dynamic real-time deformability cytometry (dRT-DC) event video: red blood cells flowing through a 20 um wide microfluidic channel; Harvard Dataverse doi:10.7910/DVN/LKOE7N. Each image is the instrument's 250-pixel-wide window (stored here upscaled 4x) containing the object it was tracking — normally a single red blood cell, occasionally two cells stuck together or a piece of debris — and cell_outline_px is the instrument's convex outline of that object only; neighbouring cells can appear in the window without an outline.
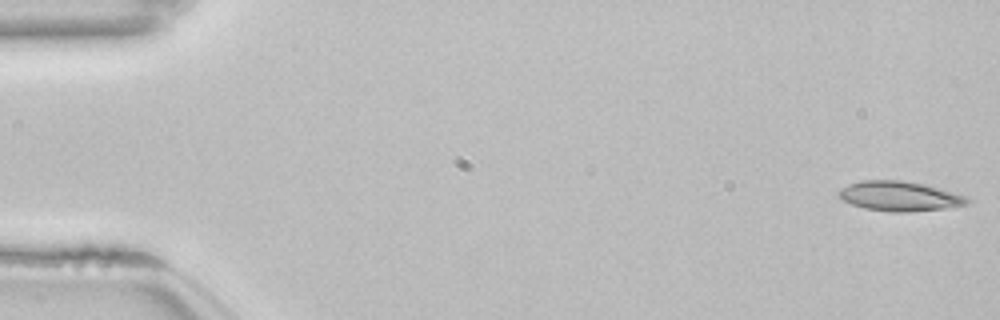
{"species": "common noctule bat (a hibernating species)", "species_latin": "Nyctalus noctula", "temperature_condition": "room temperature", "stored_images_in_passage": 53, "camera_frame_rate_fps": 3000, "um_per_image_px": 0.085, "animal": {"sex": "female", "body_mass_g": 22.7, "forearm_length_mm": 54.2}, "frame": {"image": 1, "passage_image": 1, "time_ms": 0.0, "image_size_px": [1000, 320], "cell_outline_px": [[972, 200], [968, 204], [944, 208], [908, 212], [892, 212], [864, 208], [852, 204], [844, 200], [836, 192], [840, 188], [848, 184], [864, 180], [904, 180], [924, 184], [968, 196]], "centroid_in_image_um": [76.48, 16.67], "position_along_channel_um": 8.5, "area_um2": 22.31}}
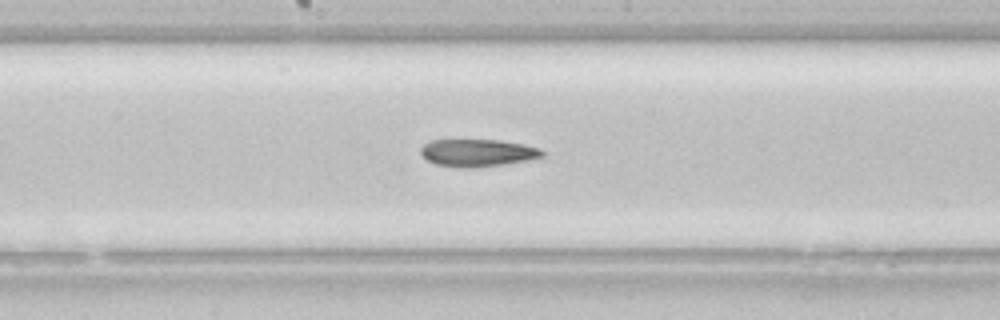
{"frame": {"image": 2, "passage_image": 28, "time_ms": 9.0, "image_size_px": [1000, 320], "cell_outline_px": [[544, 156], [528, 160], [472, 168], [464, 168], [436, 164], [428, 160], [420, 152], [420, 148], [424, 144], [432, 140], [500, 140], [524, 144], [540, 148], [544, 152]], "centroid_in_image_um": [40.61, 12.98], "position_along_channel_um": 207.6, "area_um2": 19.25}}
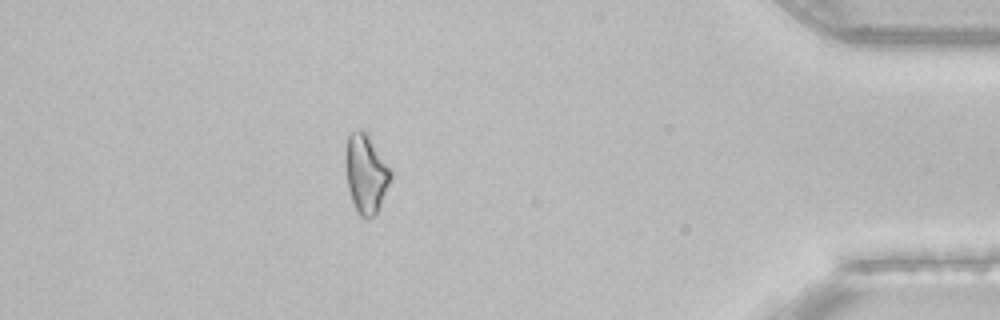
{"frame": {"image": 3, "passage_image": 47, "time_ms": 15.333, "image_size_px": [1000, 320], "cell_outline_px": [[392, 180], [376, 212], [372, 216], [360, 216], [352, 200], [348, 188], [344, 164], [344, 152], [348, 136], [352, 132], [360, 128], [368, 136], [392, 168]], "centroid_in_image_um": [31.1, 14.71], "position_along_channel_um": 404.1, "area_um2": 20.75}}